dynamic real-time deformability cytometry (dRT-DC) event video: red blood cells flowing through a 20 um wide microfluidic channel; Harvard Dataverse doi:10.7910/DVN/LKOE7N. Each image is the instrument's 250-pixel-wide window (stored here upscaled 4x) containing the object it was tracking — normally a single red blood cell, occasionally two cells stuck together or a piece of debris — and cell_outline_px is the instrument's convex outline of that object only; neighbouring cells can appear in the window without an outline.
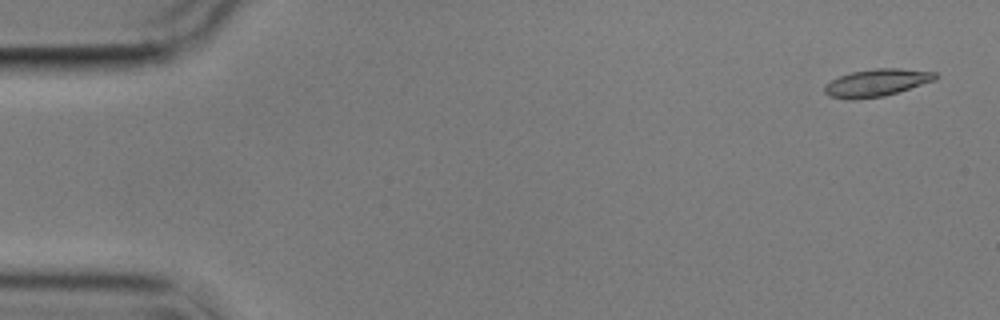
{"species": "common noctule bat (a hibernating species)", "species_latin": "Nyctalus noctula", "temperature_condition": "cold", "stored_images_in_passage": 5, "camera_frame_rate_fps": 3000, "um_per_image_px": 0.085, "animal": {"sex": "male", "body_mass_g": 17.9}, "frame": {"image": 1, "passage_image": 1, "time_ms": 0.0, "image_size_px": [1000, 320], "cell_outline_px": [[940, 76], [936, 80], [884, 96], [852, 100], [828, 96], [824, 92], [824, 88], [832, 80], [840, 76], [852, 72], [876, 68], [900, 68], [936, 72]], "centroid_in_image_um": [74.55, 7.03], "position_along_channel_um": 10.4, "area_um2": 17.63}}